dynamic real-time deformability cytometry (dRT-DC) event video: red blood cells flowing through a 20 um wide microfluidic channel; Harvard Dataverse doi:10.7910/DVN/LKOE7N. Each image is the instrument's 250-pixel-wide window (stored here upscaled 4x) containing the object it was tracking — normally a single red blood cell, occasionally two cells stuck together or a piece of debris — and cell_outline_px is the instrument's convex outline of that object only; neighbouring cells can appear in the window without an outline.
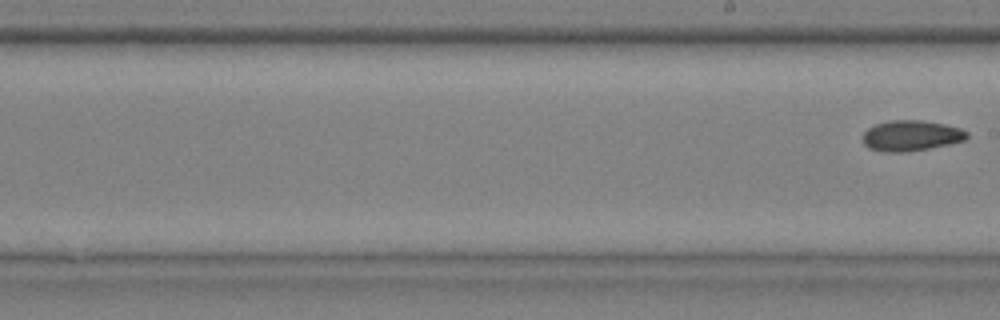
{"species": "common noctule bat (a hibernating species)", "species_latin": "Nyctalus noctula", "temperature_condition": "cold", "stored_images_in_passage": 10, "segment_of_instrument_passage": [2, 2], "camera_frame_rate_fps": 3000, "um_per_image_px": 0.085, "animal": {"sex": "male", "body_mass_g": 20.4}, "frame": {"image": 1, "passage_image": 10, "time_ms": 3.0, "image_size_px": [1000, 320], "cell_outline_px": [[968, 136], [964, 140], [948, 144], [928, 148], [904, 152], [884, 152], [868, 148], [864, 144], [864, 132], [868, 128], [876, 124], [888, 120], [920, 120], [944, 124], [960, 128], [968, 132]], "centroid_in_image_um": [77.43, 11.52], "position_along_channel_um": 211.6, "area_um2": 18.44}}